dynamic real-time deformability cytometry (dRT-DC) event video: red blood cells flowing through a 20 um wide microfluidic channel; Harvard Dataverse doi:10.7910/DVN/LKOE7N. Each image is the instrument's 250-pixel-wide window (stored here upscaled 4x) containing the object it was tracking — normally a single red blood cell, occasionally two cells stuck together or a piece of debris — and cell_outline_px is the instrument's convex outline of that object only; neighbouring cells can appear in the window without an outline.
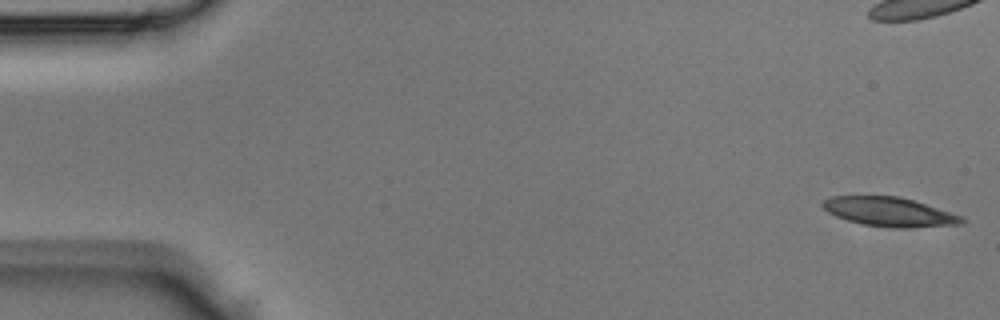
{"species": "Egyptian fruit bat (a non-hibernating species)", "species_latin": "Rousettus aegyptiacus", "temperature_condition": "room temperature", "stored_images_in_passage": 37, "camera_frame_rate_fps": 3000, "um_per_image_px": 0.085, "animal": {"sex": "male"}, "frame": {"image": 1, "passage_image": 1, "time_ms": 0.0, "image_size_px": [1000, 320], "cell_outline_px": [[968, 220], [960, 224], [908, 228], [892, 228], [864, 224], [848, 220], [836, 216], [828, 212], [820, 204], [824, 200], [832, 196], [896, 196], [912, 200], [964, 216]], "centroid_in_image_um": [75.62, 18.01], "position_along_channel_um": 9.4, "area_um2": 23.52}}
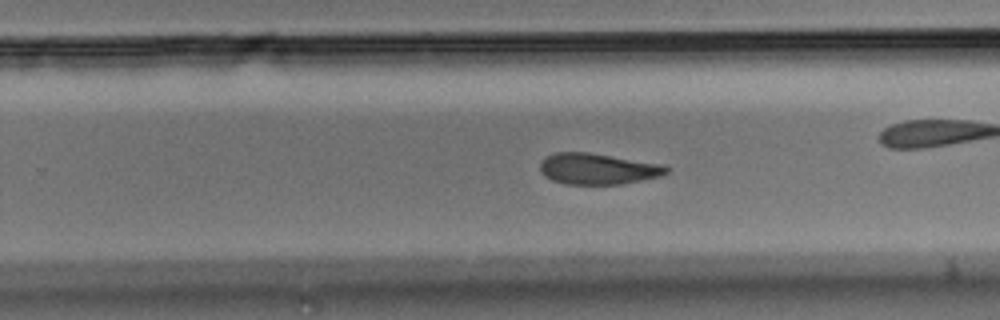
{"frame": {"image": 2, "passage_image": 27, "time_ms": 8.667, "image_size_px": [1000, 320], "cell_outline_px": [[672, 168], [668, 172], [660, 176], [624, 184], [564, 184], [552, 180], [544, 176], [540, 168], [540, 160], [556, 152], [588, 152], [664, 164]], "centroid_in_image_um": [50.84, 14.35], "position_along_channel_um": 279.0, "area_um2": 23.06}}
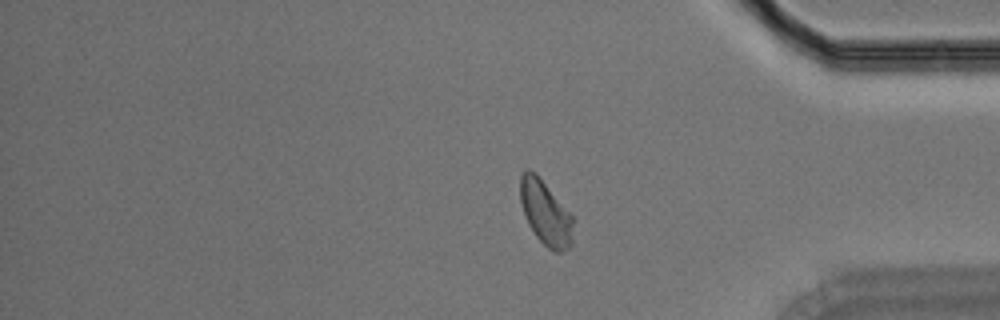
{"frame": {"image": 3, "passage_image": 37, "time_ms": 12.0, "image_size_px": [1000, 320], "cell_outline_px": [[572, 244], [568, 248], [560, 252], [552, 252], [536, 236], [528, 224], [520, 200], [520, 176], [528, 168], [536, 172], [572, 216]], "centroid_in_image_um": [46.35, 18.09], "position_along_channel_um": 388.8, "area_um2": 19.65}}